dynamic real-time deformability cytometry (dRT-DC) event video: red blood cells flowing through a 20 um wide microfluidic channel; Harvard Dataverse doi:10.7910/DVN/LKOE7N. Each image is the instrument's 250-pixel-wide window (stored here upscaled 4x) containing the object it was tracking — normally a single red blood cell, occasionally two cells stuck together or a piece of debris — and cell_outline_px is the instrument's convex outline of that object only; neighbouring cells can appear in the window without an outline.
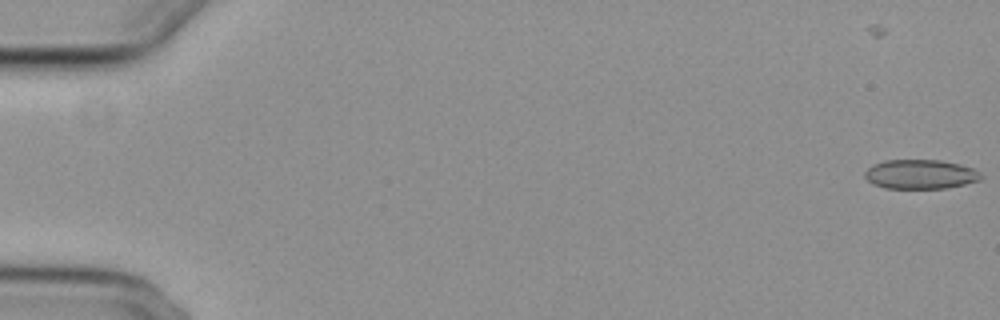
{"species": "common noctule bat (a hibernating species)", "species_latin": "Nyctalus noctula", "temperature_condition": "cold", "stored_images_in_passage": 3, "camera_frame_rate_fps": 3000, "um_per_image_px": 0.085, "animal": {"sex": "female", "body_mass_g": 29.2, "forearm_length_mm": 56.3}, "frame": {"image": 1, "passage_image": 3, "time_ms": 0.667, "image_size_px": [1000, 320], "cell_outline_px": [[984, 176], [980, 180], [964, 184], [944, 188], [884, 188], [872, 184], [864, 176], [864, 172], [872, 164], [884, 160], [940, 160], [960, 164], [972, 168], [980, 172]], "centroid_in_image_um": [78.22, 14.8], "position_along_channel_um": 6.8, "area_um2": 19.94}}